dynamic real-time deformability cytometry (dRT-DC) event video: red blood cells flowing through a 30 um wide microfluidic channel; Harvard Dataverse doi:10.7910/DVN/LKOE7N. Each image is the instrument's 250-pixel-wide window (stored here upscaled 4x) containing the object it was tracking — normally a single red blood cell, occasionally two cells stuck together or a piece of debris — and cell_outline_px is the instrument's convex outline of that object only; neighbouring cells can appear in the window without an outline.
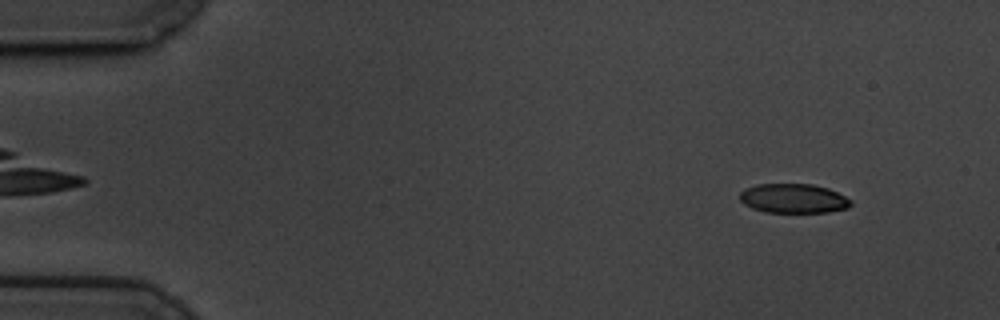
{"species": "common noctule bat (a hibernating species)", "species_latin": "Nyctalus noctula", "temperature_condition": "cold", "stored_images_in_passage": 58, "camera_frame_rate_fps": 3000, "um_per_image_px": 0.085, "animal": {"sex": "male", "body_mass_g": 19.5, "forearm_length_mm": 54.6}, "frame": {"image": 1, "passage_image": 5, "time_ms": 1.333, "image_size_px": [1000, 320], "cell_outline_px": [[852, 204], [848, 208], [828, 212], [764, 212], [752, 208], [744, 204], [740, 200], [740, 192], [756, 184], [812, 184], [828, 188], [852, 200]], "centroid_in_image_um": [67.45, 16.87], "position_along_channel_um": 17.5, "area_um2": 18.96}}
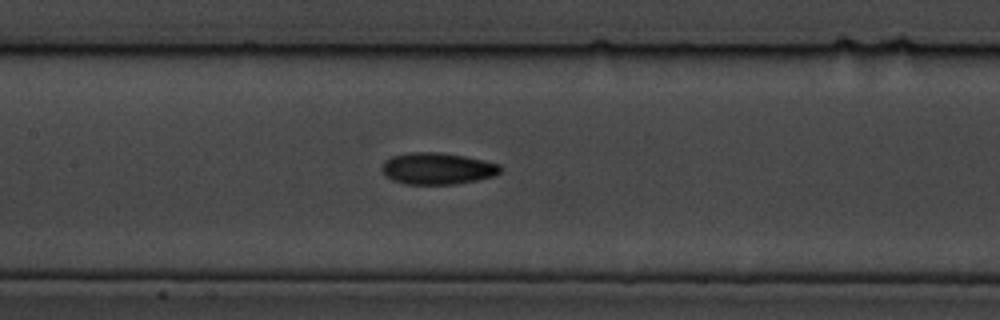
{"frame": {"image": 2, "passage_image": 27, "time_ms": 8.667, "image_size_px": [1000, 320], "cell_outline_px": [[500, 172], [496, 176], [456, 184], [404, 184], [392, 180], [380, 168], [384, 160], [392, 156], [412, 152], [440, 152], [464, 156], [500, 164]], "centroid_in_image_um": [37.17, 14.32], "position_along_channel_um": 170.2, "area_um2": 21.85}}
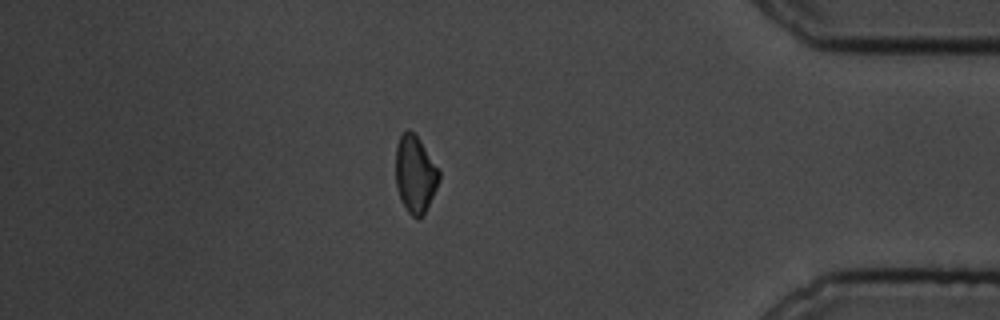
{"frame": {"image": 3, "passage_image": 50, "time_ms": 16.333, "image_size_px": [1000, 320], "cell_outline_px": [[440, 180], [424, 212], [416, 220], [408, 212], [400, 196], [396, 184], [396, 148], [400, 136], [408, 128], [420, 140], [440, 172]], "centroid_in_image_um": [35.28, 14.79], "position_along_channel_um": 399.9, "area_um2": 19.02}, "authors_computed_cell_mechanics": {"area_um2": 20.519, "velocity_mm_per_s": 3.4443, "shape_relaxation_time_tau1_ms": 5.0823, "shape_relaxation_time_tau2_ms": null, "deformation_change_tau1": 0.1289, "deformation_change_tau2": null}}